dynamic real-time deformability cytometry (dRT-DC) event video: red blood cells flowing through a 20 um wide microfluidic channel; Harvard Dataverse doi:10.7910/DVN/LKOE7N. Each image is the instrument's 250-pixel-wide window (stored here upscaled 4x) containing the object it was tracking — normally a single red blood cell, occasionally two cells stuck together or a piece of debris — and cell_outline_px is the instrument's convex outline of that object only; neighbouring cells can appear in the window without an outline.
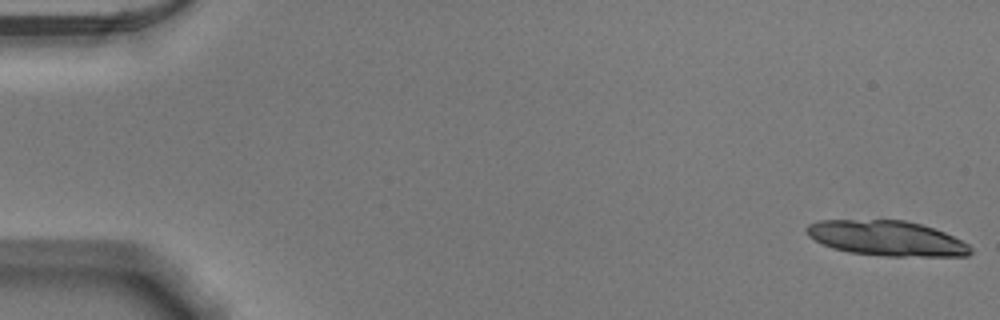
{"species": "Egyptian fruit bat (a non-hibernating species)", "species_latin": "Rousettus aegyptiacus", "temperature_condition": "warm", "stored_images_in_passage": 16, "camera_frame_rate_fps": 3000, "um_per_image_px": 0.085, "animal": {"sex": "male"}, "frame": {"image": 1, "passage_image": 1, "time_ms": 0.0, "image_size_px": [1000, 320], "cell_outline_px": [[972, 252], [968, 256], [880, 256], [848, 252], [832, 248], [808, 236], [804, 232], [804, 228], [808, 224], [820, 220], [904, 220], [920, 224], [944, 232], [968, 244], [972, 248]], "centroid_in_image_um": [75.34, 20.26], "position_along_channel_um": 9.7, "area_um2": 33.58}}